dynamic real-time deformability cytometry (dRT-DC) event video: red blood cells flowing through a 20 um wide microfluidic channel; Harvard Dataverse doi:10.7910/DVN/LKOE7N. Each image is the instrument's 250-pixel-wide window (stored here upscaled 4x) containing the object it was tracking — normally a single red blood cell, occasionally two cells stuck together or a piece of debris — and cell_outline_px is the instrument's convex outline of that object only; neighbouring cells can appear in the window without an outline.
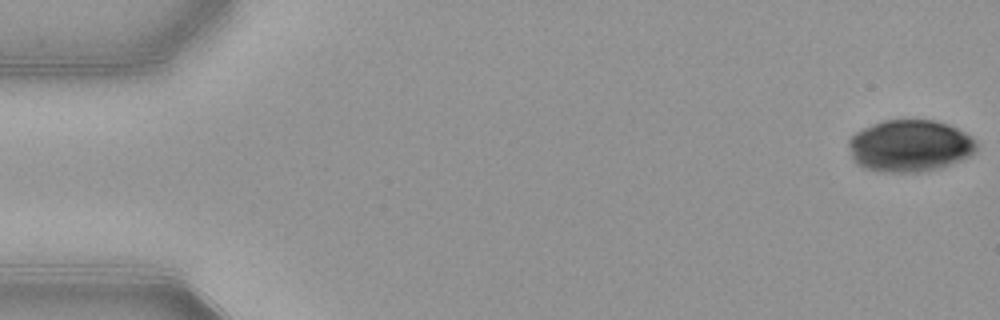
{"species": "common noctule bat (a hibernating species)", "species_latin": "Nyctalus noctula", "temperature_condition": "warm", "stored_images_in_passage": 53, "camera_frame_rate_fps": 3000, "um_per_image_px": 0.085, "animal": {"sex": "female", "body_mass_g": 21.9}, "frame": {"image": 1, "passage_image": 1, "time_ms": 0.0, "image_size_px": [1000, 320], "cell_outline_px": [[976, 152], [960, 160], [940, 168], [924, 172], [880, 172], [864, 168], [856, 164], [852, 156], [848, 144], [848, 140], [856, 132], [872, 124], [884, 120], [932, 120], [948, 124], [972, 136], [976, 140]], "centroid_in_image_um": [77.33, 12.4], "position_along_channel_um": 7.7, "area_um2": 38.78}}
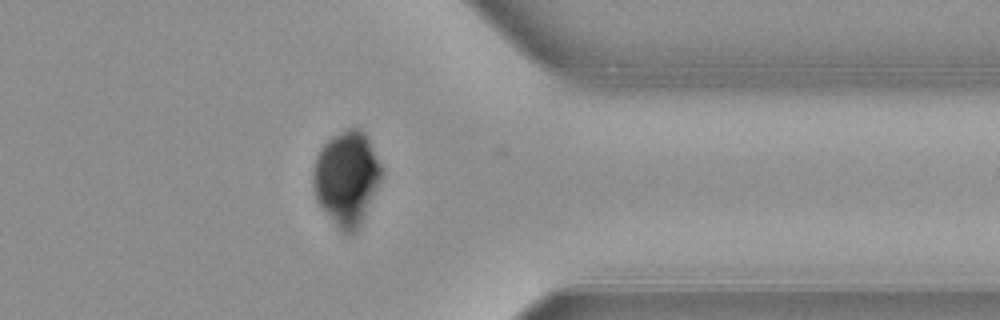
{"frame": {"image": 2, "passage_image": 42, "time_ms": 13.667, "image_size_px": [1000, 320], "cell_outline_px": [[384, 172], [364, 216], [356, 232], [340, 232], [316, 200], [312, 184], [312, 168], [316, 156], [320, 148], [332, 136], [348, 128], [360, 128], [364, 132], [384, 168]], "centroid_in_image_um": [29.45, 15.12], "position_along_channel_um": 382.0, "area_um2": 37.63}}
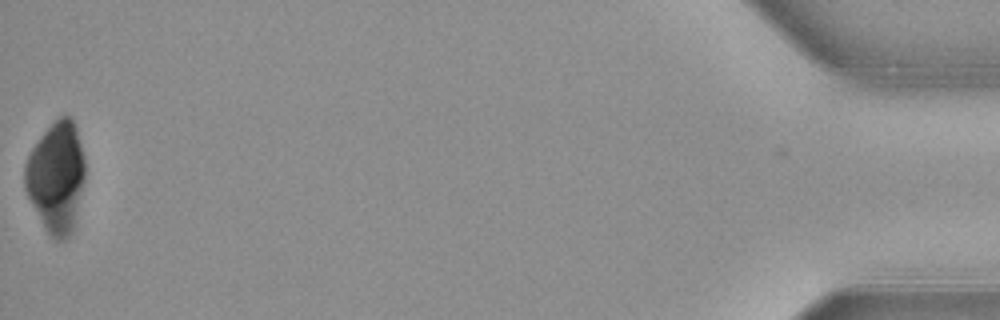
{"frame": {"image": 3, "passage_image": 53, "time_ms": 17.333, "image_size_px": [1000, 320], "cell_outline_px": [[84, 184], [72, 232], [64, 240], [56, 240], [44, 228], [24, 188], [24, 164], [32, 148], [40, 136], [60, 116], [72, 116], [76, 128], [84, 156]], "centroid_in_image_um": [4.78, 15.05], "position_along_channel_um": 430.4, "area_um2": 38.67}}